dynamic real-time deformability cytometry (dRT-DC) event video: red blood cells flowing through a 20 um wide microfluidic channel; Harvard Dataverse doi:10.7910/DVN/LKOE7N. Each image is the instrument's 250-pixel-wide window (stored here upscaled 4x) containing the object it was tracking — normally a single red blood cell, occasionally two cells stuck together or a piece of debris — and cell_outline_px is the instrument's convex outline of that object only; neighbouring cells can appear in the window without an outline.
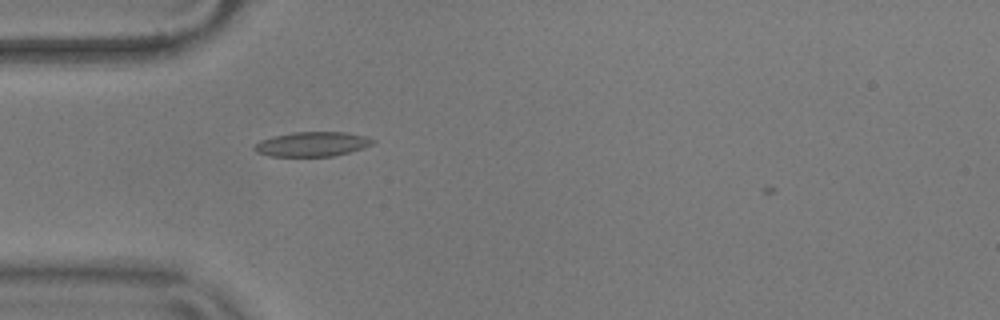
{"species": "common noctule bat (a hibernating species)", "species_latin": "Nyctalus noctula", "temperature_condition": "warm", "stored_images_in_passage": 3, "camera_frame_rate_fps": 3000, "um_per_image_px": 0.085, "animal": {"sex": "male", "body_mass_g": 17.9}, "frame": {"image": 1, "passage_image": 2, "time_ms": 0.333, "image_size_px": [1000, 320], "cell_outline_px": [[376, 140], [372, 144], [364, 148], [332, 156], [268, 156], [256, 152], [252, 148], [260, 140], [272, 136], [292, 132], [344, 132], [364, 136]], "centroid_in_image_um": [26.5, 12.25], "position_along_channel_um": 58.5, "area_um2": 16.94}}